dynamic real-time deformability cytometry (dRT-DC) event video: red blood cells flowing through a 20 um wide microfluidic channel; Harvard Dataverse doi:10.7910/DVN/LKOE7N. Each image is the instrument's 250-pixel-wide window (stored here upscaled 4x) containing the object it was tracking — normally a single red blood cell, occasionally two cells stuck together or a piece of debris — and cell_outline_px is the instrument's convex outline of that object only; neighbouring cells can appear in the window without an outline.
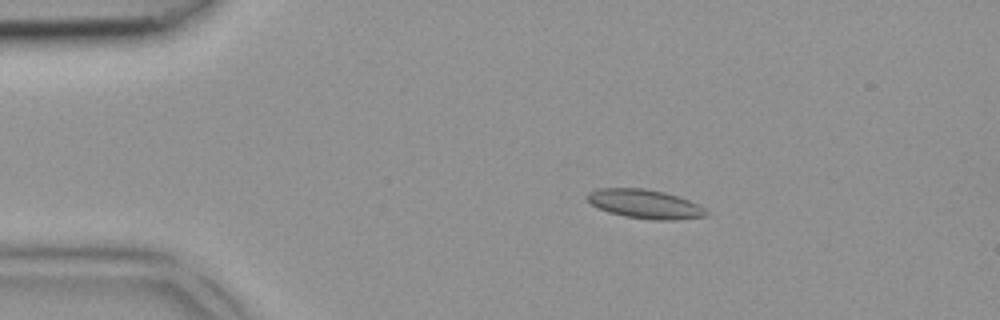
{"species": "common noctule bat (a hibernating species)", "species_latin": "Nyctalus noctula", "temperature_condition": "room temperature", "stored_images_in_passage": 4, "camera_frame_rate_fps": 3000, "um_per_image_px": 0.085, "animal": {"sex": "female", "body_mass_g": 18.4}, "frame": {"image": 1, "passage_image": 3, "time_ms": 0.667, "image_size_px": [1000, 320], "cell_outline_px": [[708, 216], [672, 220], [652, 220], [624, 216], [608, 212], [592, 204], [588, 200], [588, 192], [600, 188], [644, 188], [664, 192], [688, 200], [704, 208], [708, 212]], "centroid_in_image_um": [54.82, 17.34], "position_along_channel_um": 30.2, "area_um2": 19.88}}
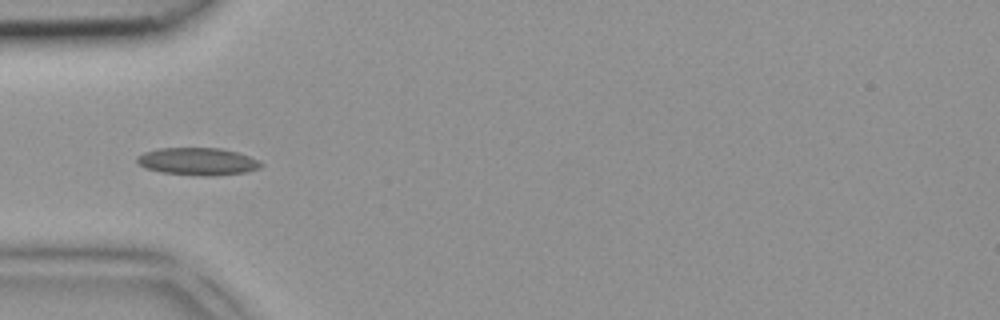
{"frame": {"image": 2, "passage_image": 4, "time_ms": 1.0, "image_size_px": [1000, 320], "cell_outline_px": [[264, 164], [260, 168], [244, 172], [208, 176], [160, 172], [144, 168], [136, 160], [136, 156], [144, 152], [156, 148], [220, 148], [236, 152], [248, 156]], "centroid_in_image_um": [16.75, 13.71], "position_along_channel_um": 68.2, "area_um2": 19.65}}